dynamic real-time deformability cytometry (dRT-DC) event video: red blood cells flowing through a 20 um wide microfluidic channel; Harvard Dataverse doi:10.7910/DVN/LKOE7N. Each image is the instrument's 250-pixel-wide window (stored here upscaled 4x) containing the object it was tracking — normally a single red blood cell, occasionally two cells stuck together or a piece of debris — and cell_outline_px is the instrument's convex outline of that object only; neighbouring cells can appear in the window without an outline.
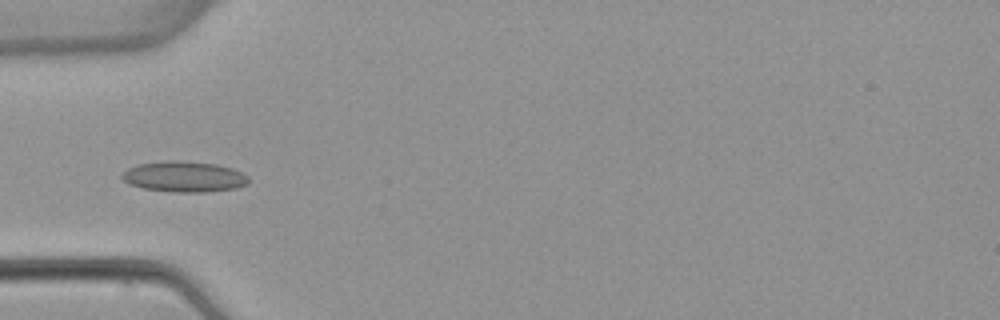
{"species": "common noctule bat (a hibernating species)", "species_latin": "Nyctalus noctula", "temperature_condition": "warm", "stored_images_in_passage": 5, "camera_frame_rate_fps": 3000, "um_per_image_px": 0.085, "animal": {"sex": "female", "body_mass_g": 22.7, "forearm_length_mm": 54.2}, "frame": {"image": 1, "passage_image": 5, "time_ms": 5.0, "image_size_px": [1000, 320], "cell_outline_px": [[248, 184], [236, 188], [204, 192], [176, 192], [144, 188], [128, 184], [120, 176], [128, 168], [140, 164], [168, 160], [176, 160], [216, 164], [232, 168], [248, 176]], "centroid_in_image_um": [15.66, 15.01], "position_along_channel_um": 69.3, "area_um2": 22.48}}